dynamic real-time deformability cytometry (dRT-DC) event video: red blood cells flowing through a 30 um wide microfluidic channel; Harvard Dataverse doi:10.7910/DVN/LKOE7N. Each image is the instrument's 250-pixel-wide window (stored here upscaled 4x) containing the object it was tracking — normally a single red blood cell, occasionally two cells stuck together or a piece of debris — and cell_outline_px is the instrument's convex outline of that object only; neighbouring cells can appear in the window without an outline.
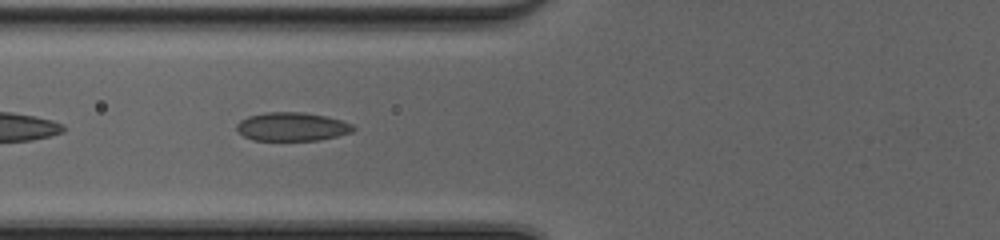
{"species": "common noctule bat (a hibernating species)", "species_latin": "Nyctalus noctula", "temperature_condition": "cold", "stored_images_in_passage": 35, "camera_frame_rate_fps": 3000, "um_per_image_px": 0.085, "animal": {"sex": "female", "body_mass_g": 20.0, "forearm_length_mm": 54.0}, "frame": {"image": 1, "passage_image": 6, "time_ms": 1.667, "image_size_px": [1000, 240], "cell_outline_px": [[356, 128], [352, 132], [320, 140], [252, 140], [244, 136], [236, 128], [236, 124], [240, 120], [248, 116], [264, 112], [304, 112], [328, 116], [352, 124]], "centroid_in_image_um": [24.82, 10.76], "position_along_channel_um": 101.0, "area_um2": 19.48}}
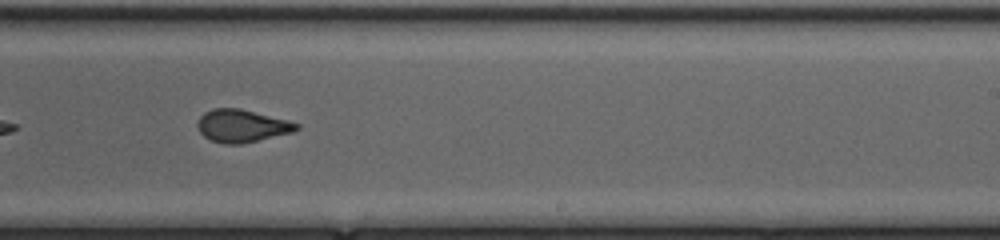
{"frame": {"image": 2, "passage_image": 18, "time_ms": 5.667, "image_size_px": [1000, 240], "cell_outline_px": [[300, 128], [292, 132], [240, 144], [224, 144], [212, 140], [204, 136], [200, 132], [196, 124], [200, 116], [204, 112], [212, 108], [240, 108], [288, 120], [300, 124]], "centroid_in_image_um": [20.54, 10.68], "position_along_channel_um": 268.5, "area_um2": 18.79}}
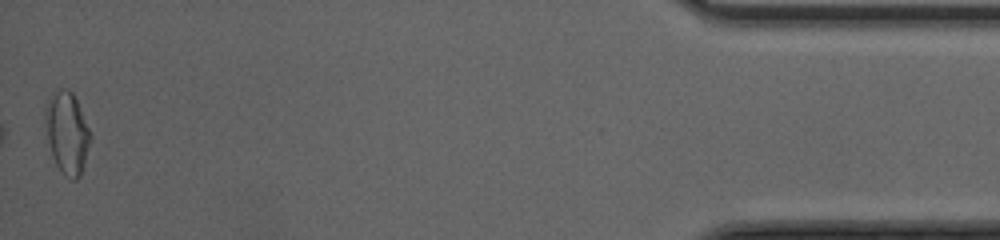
{"frame": {"image": 3, "passage_image": 35, "time_ms": 11.333, "image_size_px": [1000, 240], "cell_outline_px": [[92, 136], [80, 176], [76, 180], [72, 180], [64, 176], [56, 164], [52, 156], [48, 140], [44, 120], [44, 108], [48, 100], [60, 88], [68, 88], [72, 92], [76, 100]], "centroid_in_image_um": [5.69, 11.31], "position_along_channel_um": 429.5, "area_um2": 21.39}, "authors_computed_cell_mechanics": {"area_um2": 19.3052, "velocity_mm_per_s": 4.1902, "shape_relaxation_time_tau1_ms": 6.0912, "shape_relaxation_time_tau2_ms": 1.0128, "deformation_change_tau1": 0.1681, "deformation_change_tau2": 0.067}}